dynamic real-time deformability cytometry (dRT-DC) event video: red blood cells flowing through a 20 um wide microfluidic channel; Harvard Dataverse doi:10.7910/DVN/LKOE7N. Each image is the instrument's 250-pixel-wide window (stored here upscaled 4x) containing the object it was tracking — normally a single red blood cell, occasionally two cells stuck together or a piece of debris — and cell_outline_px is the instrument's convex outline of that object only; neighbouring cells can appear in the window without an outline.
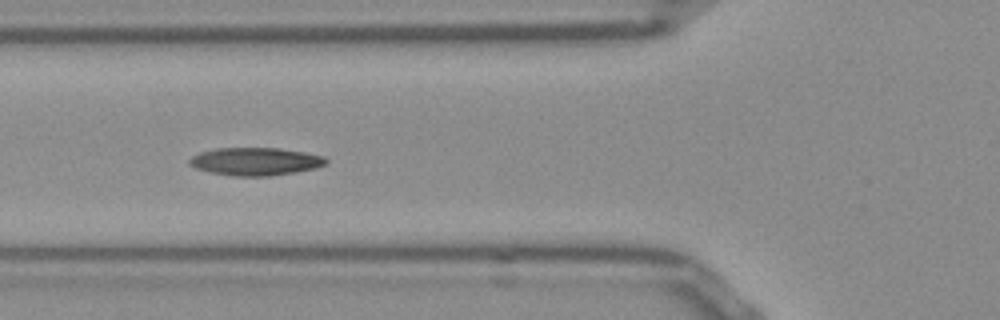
{"species": "Egyptian fruit bat (a non-hibernating species)", "species_latin": "Rousettus aegyptiacus", "temperature_condition": "room temperature", "stored_images_in_passage": 17, "camera_frame_rate_fps": 3000, "um_per_image_px": 0.085, "frame": {"image": 1, "passage_image": 6, "time_ms": 1.667, "image_size_px": [1000, 320], "cell_outline_px": [[328, 160], [324, 164], [316, 168], [296, 172], [268, 176], [236, 176], [212, 172], [196, 168], [188, 164], [188, 160], [192, 156], [200, 152], [216, 148], [280, 148], [304, 152], [324, 156]], "centroid_in_image_um": [21.71, 13.72], "position_along_channel_um": 104.1, "area_um2": 22.08}}
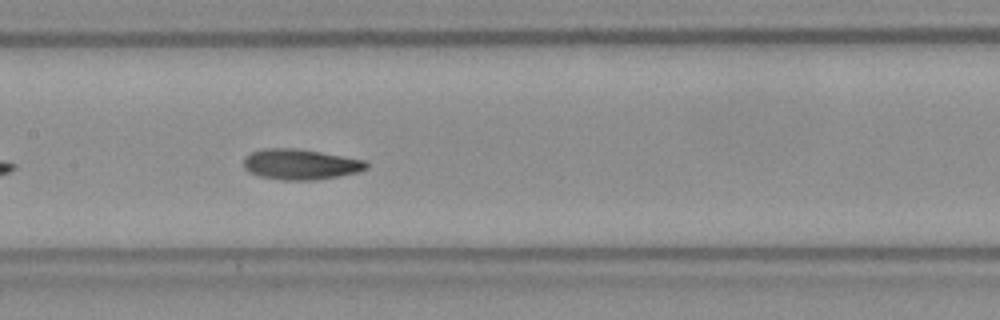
{"frame": {"image": 2, "passage_image": 12, "time_ms": 3.667, "image_size_px": [1000, 320], "cell_outline_px": [[368, 168], [360, 172], [340, 176], [312, 180], [284, 180], [260, 176], [248, 172], [244, 168], [244, 156], [252, 152], [264, 148], [292, 148], [320, 152], [364, 160], [368, 164]], "centroid_in_image_um": [25.53, 13.97], "position_along_channel_um": 181.9, "area_um2": 21.79}}